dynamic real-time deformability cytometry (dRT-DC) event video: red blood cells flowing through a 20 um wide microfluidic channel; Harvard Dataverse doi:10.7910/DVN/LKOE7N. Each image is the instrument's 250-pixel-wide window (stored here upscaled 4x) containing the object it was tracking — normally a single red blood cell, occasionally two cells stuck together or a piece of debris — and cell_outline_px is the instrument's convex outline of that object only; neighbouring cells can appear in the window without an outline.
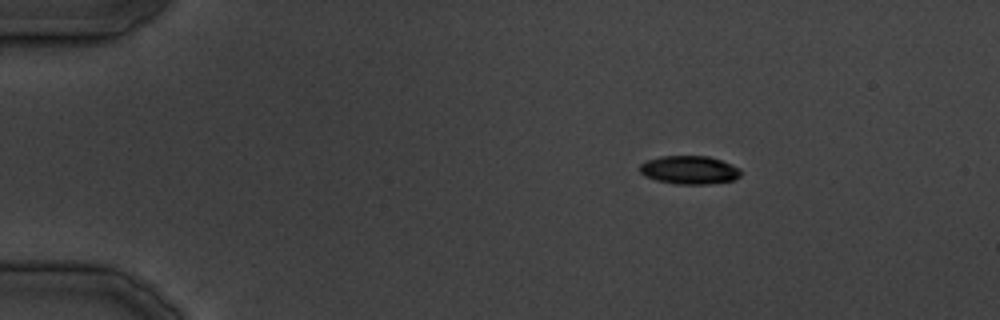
{"species": "common noctule bat (a hibernating species)", "species_latin": "Nyctalus noctula", "temperature_condition": "cold", "stored_images_in_passage": 29, "camera_frame_rate_fps": 3000, "um_per_image_px": 0.085, "animal": {"sex": "male", "body_mass_g": 19.5, "forearm_length_mm": 54.6}, "frame": {"image": 1, "passage_image": 1, "time_ms": 0.0, "image_size_px": [1000, 320], "cell_outline_px": [[740, 176], [732, 180], [708, 184], [676, 184], [656, 180], [644, 176], [640, 172], [640, 164], [648, 160], [660, 156], [708, 156], [720, 160], [740, 168]], "centroid_in_image_um": [58.57, 14.45], "position_along_channel_um": 26.4, "area_um2": 16.59}}
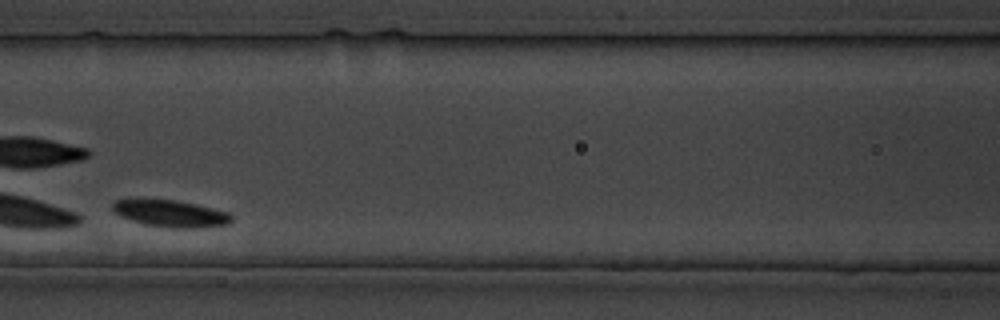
{"frame": {"image": 2, "passage_image": 13, "time_ms": 14.333, "image_size_px": [1000, 320], "cell_outline_px": [[232, 220], [228, 224], [196, 228], [172, 228], [144, 224], [120, 216], [112, 212], [112, 204], [116, 200], [176, 200], [196, 204], [228, 212], [232, 216]], "centroid_in_image_um": [14.51, 18.16], "position_along_channel_um": 152.1, "area_um2": 18.44}}